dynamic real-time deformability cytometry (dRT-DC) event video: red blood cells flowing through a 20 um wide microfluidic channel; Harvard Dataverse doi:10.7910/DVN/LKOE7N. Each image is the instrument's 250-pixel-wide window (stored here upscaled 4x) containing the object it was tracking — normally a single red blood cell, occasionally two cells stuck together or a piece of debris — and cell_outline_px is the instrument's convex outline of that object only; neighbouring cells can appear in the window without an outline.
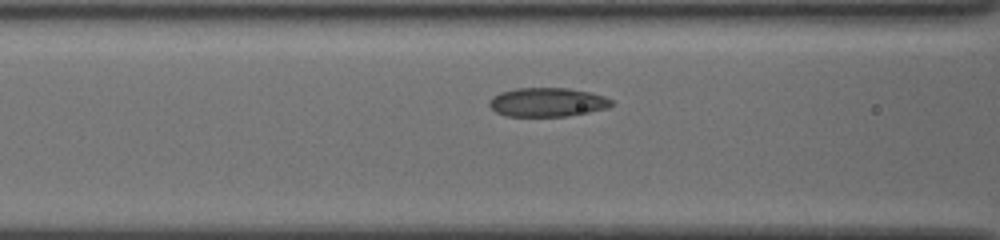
{"species": "common noctule bat (a hibernating species)", "species_latin": "Nyctalus noctula", "temperature_condition": "cold", "stored_images_in_passage": 37, "camera_frame_rate_fps": 3000, "um_per_image_px": 0.085, "animal": {"sex": "female", "body_mass_g": 19.5, "forearm_length_mm": 54.1}, "frame": {"image": 1, "passage_image": 12, "time_ms": 3.667, "image_size_px": [1000, 240], "cell_outline_px": [[612, 104], [608, 108], [568, 116], [504, 116], [496, 112], [488, 104], [488, 100], [492, 96], [500, 92], [516, 88], [568, 88], [592, 92], [604, 96], [612, 100]], "centroid_in_image_um": [46.5, 8.68], "position_along_channel_um": 120.1, "area_um2": 20.75}}
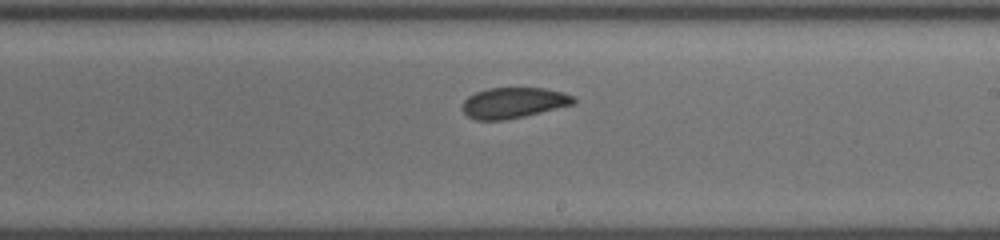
{"frame": {"image": 2, "passage_image": 22, "time_ms": 7.0, "image_size_px": [1000, 240], "cell_outline_px": [[576, 100], [572, 104], [524, 116], [504, 120], [476, 120], [468, 116], [460, 108], [464, 100], [468, 96], [476, 92], [488, 88], [544, 88], [564, 92], [576, 96]], "centroid_in_image_um": [43.63, 8.73], "position_along_channel_um": 245.4, "area_um2": 19.88}}
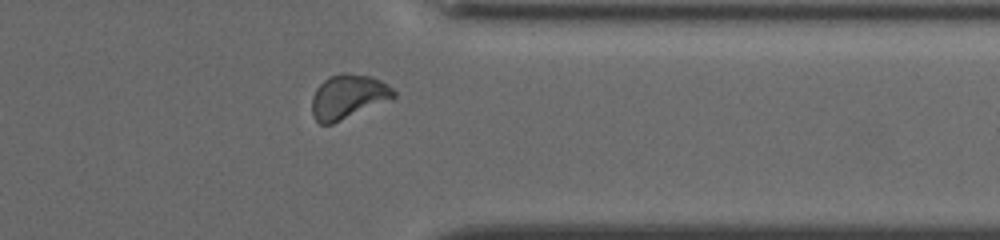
{"frame": {"image": 3, "passage_image": 33, "time_ms": 10.667, "image_size_px": [1000, 240], "cell_outline_px": [[396, 96], [332, 124], [320, 124], [312, 116], [312, 96], [316, 88], [328, 76], [340, 72], [348, 72], [372, 76], [388, 84], [396, 92]], "centroid_in_image_um": [29.55, 8.18], "position_along_channel_um": 381.8, "area_um2": 21.04}}